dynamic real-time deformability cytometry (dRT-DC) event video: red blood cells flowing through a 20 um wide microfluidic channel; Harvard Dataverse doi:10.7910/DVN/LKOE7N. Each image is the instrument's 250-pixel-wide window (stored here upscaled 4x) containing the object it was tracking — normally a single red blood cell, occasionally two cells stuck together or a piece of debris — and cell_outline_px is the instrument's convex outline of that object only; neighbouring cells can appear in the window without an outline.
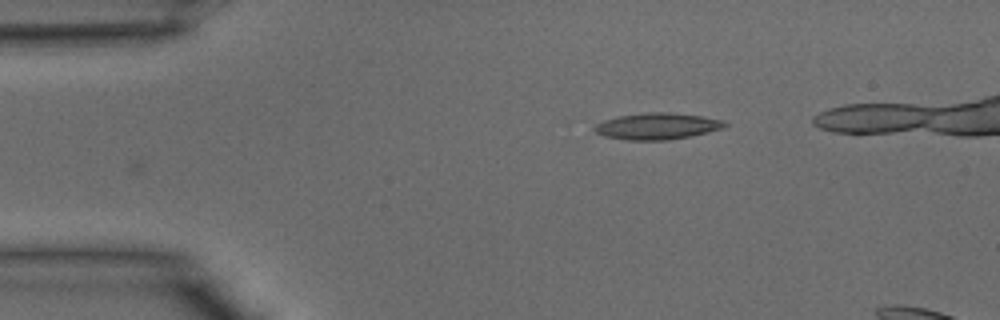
{"species": "common noctule bat (a hibernating species)", "species_latin": "Nyctalus noctula", "temperature_condition": "warm", "stored_images_in_passage": 26, "camera_frame_rate_fps": 3000, "um_per_image_px": 0.085, "animal": {"sex": "male", "body_mass_g": 15.6}, "frame": {"image": 1, "passage_image": 2, "time_ms": 0.333, "image_size_px": [1000, 320], "cell_outline_px": [[728, 124], [724, 128], [708, 132], [668, 140], [628, 140], [604, 136], [596, 132], [592, 128], [596, 124], [604, 120], [616, 116], [648, 112], [672, 112], [700, 116], [724, 120]], "centroid_in_image_um": [55.85, 10.72], "position_along_channel_um": 29.1, "area_um2": 20.11}}
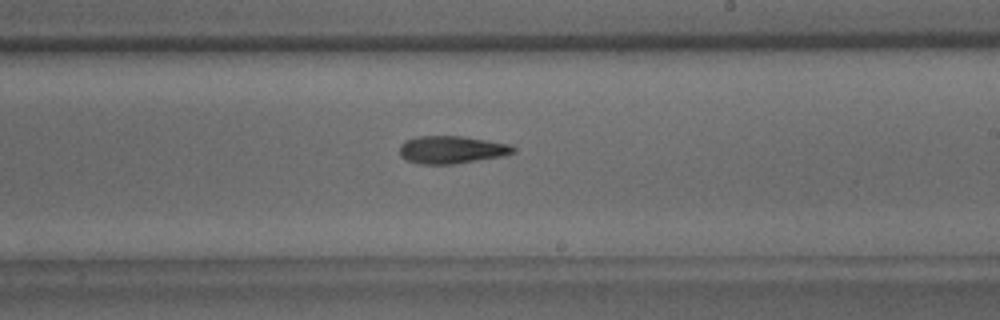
{"frame": {"image": 2, "passage_image": 18, "time_ms": 5.667, "image_size_px": [1000, 320], "cell_outline_px": [[516, 152], [504, 156], [452, 164], [420, 164], [408, 160], [400, 156], [400, 144], [404, 140], [416, 136], [460, 136], [508, 144], [516, 148]], "centroid_in_image_um": [38.36, 12.72], "position_along_channel_um": 250.6, "area_um2": 18.26}}
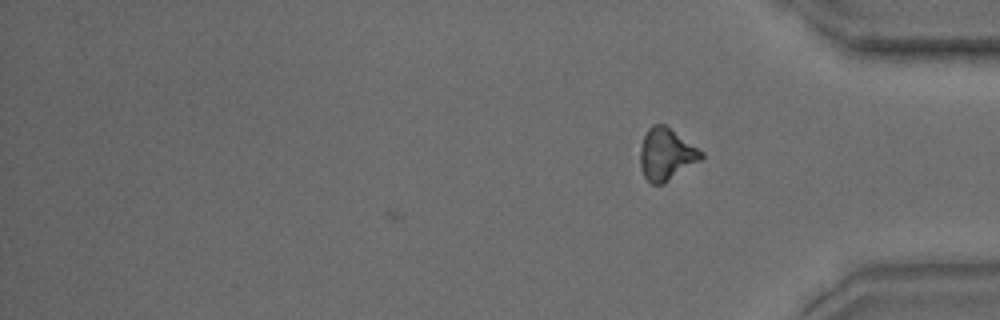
{"frame": {"image": 3, "passage_image": 26, "time_ms": 8.333, "image_size_px": [1000, 320], "cell_outline_px": [[704, 156], [700, 160], [664, 184], [652, 184], [644, 176], [640, 168], [640, 152], [644, 136], [648, 128], [652, 124], [664, 124], [704, 152]], "centroid_in_image_um": [56.63, 13.12], "position_along_channel_um": 378.6, "area_um2": 18.38}}